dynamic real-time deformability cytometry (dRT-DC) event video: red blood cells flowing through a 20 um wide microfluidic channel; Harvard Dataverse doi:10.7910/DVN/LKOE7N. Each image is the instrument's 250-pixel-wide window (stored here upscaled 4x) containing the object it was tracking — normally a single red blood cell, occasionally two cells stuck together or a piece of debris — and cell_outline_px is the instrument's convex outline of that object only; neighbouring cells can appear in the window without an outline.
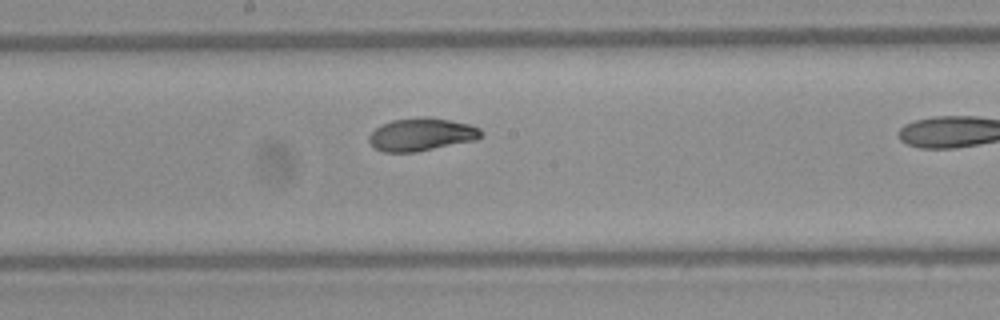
{"species": "Egyptian fruit bat (a non-hibernating species)", "species_latin": "Rousettus aegyptiacus", "temperature_condition": "warm", "stored_images_in_passage": 7, "camera_frame_rate_fps": 3000, "um_per_image_px": 0.085, "frame": {"image": 1, "passage_image": 6, "time_ms": 1.667, "image_size_px": [1000, 320], "cell_outline_px": [[484, 132], [476, 140], [416, 152], [384, 152], [376, 148], [368, 140], [368, 136], [380, 124], [392, 120], [428, 116], [452, 120], [468, 124], [480, 128]], "centroid_in_image_um": [35.83, 11.42], "position_along_channel_um": 212.4, "area_um2": 21.5}}